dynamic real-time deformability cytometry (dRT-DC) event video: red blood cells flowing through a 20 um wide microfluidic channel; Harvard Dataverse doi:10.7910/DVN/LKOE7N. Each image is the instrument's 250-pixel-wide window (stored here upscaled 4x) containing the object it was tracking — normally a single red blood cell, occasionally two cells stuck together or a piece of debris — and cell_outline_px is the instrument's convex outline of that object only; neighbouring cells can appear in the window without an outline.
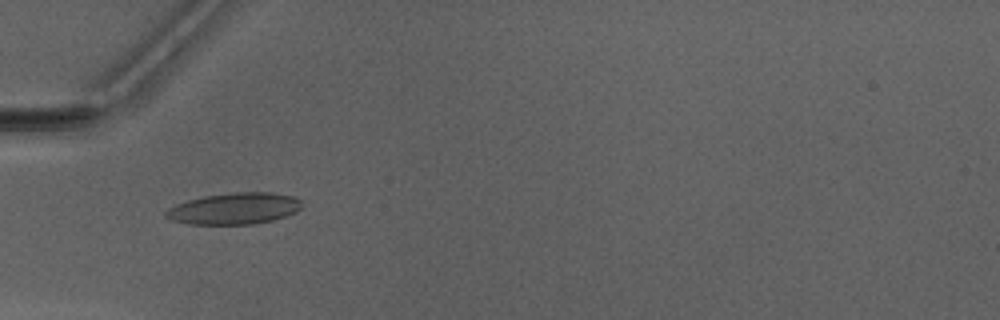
{"species": "Egyptian fruit bat (a non-hibernating species)", "species_latin": "Rousettus aegyptiacus", "temperature_condition": "warm", "stored_images_in_passage": 34, "camera_frame_rate_fps": 3000, "um_per_image_px": 0.085, "animal": {"sex": "male"}, "frame": {"image": 1, "passage_image": 1, "time_ms": 0.0, "image_size_px": [1000, 320], "cell_outline_px": [[304, 204], [296, 212], [272, 220], [252, 224], [192, 224], [172, 220], [164, 216], [164, 212], [168, 208], [176, 204], [188, 200], [204, 196], [232, 192], [272, 192], [292, 196], [300, 200]], "centroid_in_image_um": [19.91, 17.72], "position_along_channel_um": 65.1, "area_um2": 24.91}}
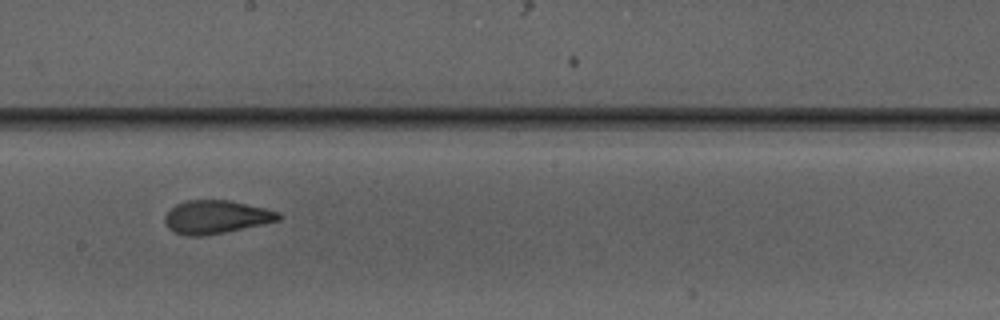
{"frame": {"image": 2, "passage_image": 13, "time_ms": 4.0, "image_size_px": [1000, 320], "cell_outline_px": [[284, 216], [280, 220], [264, 224], [224, 232], [200, 236], [192, 236], [176, 232], [168, 228], [164, 220], [164, 216], [176, 204], [184, 200], [232, 200], [280, 212]], "centroid_in_image_um": [18.4, 18.43], "position_along_channel_um": 229.8, "area_um2": 22.02}}
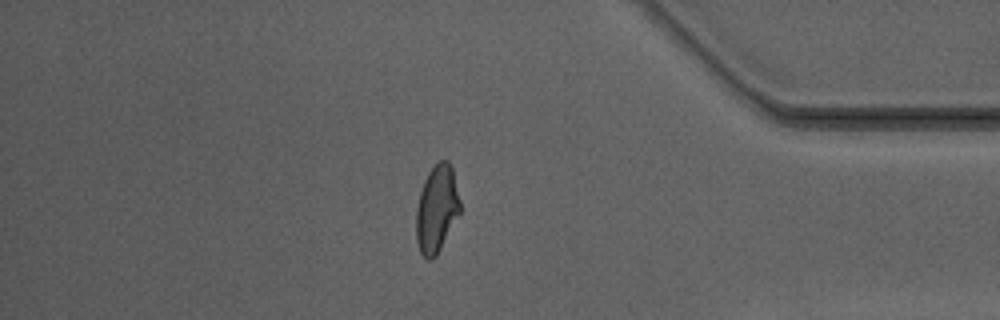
{"frame": {"image": 3, "passage_image": 27, "time_ms": 8.667, "image_size_px": [1000, 320], "cell_outline_px": [[460, 212], [436, 256], [432, 260], [428, 260], [420, 252], [416, 240], [416, 208], [420, 192], [424, 180], [428, 172], [440, 160], [448, 160], [452, 168], [460, 200]], "centroid_in_image_um": [37.11, 17.76], "position_along_channel_um": 398.1, "area_um2": 22.2}, "authors_computed_cell_mechanics": {"area_um2": 22.3397, "velocity_mm_per_s": 4.1773, "shape_relaxation_time_tau1_ms": 7.4544, "shape_relaxation_time_tau2_ms": 1.2184, "deformation_change_tau1": 0.1893, "deformation_change_tau2": 0.0844}}